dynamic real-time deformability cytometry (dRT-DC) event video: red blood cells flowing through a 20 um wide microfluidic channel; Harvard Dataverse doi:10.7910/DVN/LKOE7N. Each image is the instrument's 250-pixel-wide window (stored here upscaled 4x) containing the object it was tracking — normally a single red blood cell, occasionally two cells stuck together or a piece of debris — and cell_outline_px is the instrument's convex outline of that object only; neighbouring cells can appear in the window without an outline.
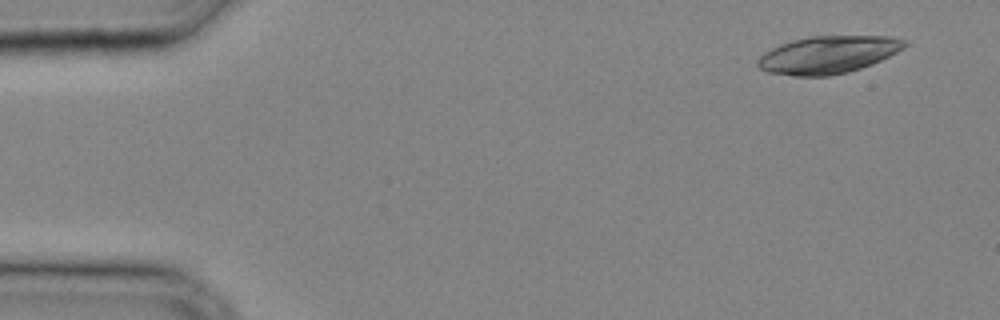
{"species": "common noctule bat (a hibernating species)", "species_latin": "Nyctalus noctula", "temperature_condition": "cold", "stored_images_in_passage": 8, "camera_frame_rate_fps": 3000, "um_per_image_px": 0.085, "animal": {"sex": "male", "body_mass_g": 20.4}, "frame": {"image": 1, "passage_image": 2, "time_ms": 0.333, "image_size_px": [1000, 320], "cell_outline_px": [[908, 44], [904, 48], [872, 64], [848, 72], [828, 76], [796, 76], [768, 72], [760, 68], [756, 64], [760, 56], [764, 52], [780, 44], [792, 40], [812, 36], [888, 36], [908, 40]], "centroid_in_image_um": [70.39, 4.65], "position_along_channel_um": 14.6, "area_um2": 32.02}}